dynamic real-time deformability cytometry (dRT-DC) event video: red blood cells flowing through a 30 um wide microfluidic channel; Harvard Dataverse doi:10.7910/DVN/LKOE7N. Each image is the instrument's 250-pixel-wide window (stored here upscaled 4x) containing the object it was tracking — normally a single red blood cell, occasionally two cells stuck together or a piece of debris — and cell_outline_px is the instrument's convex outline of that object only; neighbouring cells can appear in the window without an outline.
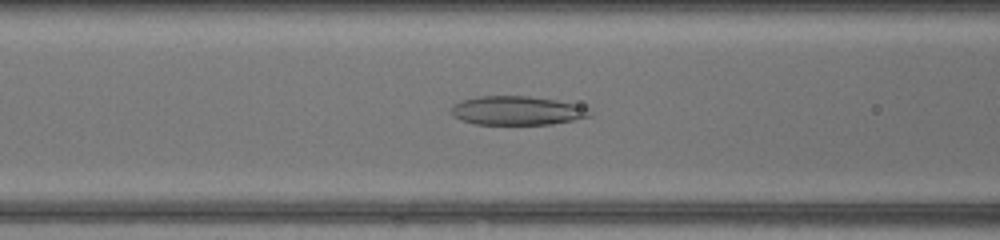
{"species": "common noctule bat (a hibernating species)", "species_latin": "Nyctalus noctula", "temperature_condition": "warm", "stored_images_in_passage": 48, "camera_frame_rate_fps": 3000, "um_per_image_px": 0.085, "animal": {"sex": "female", "body_mass_g": 17.0, "forearm_length_mm": 48.0}, "frame": {"image": 1, "passage_image": 21, "time_ms": 6.667, "image_size_px": [1000, 240], "cell_outline_px": [[592, 116], [552, 124], [476, 124], [460, 120], [452, 116], [452, 104], [464, 100], [480, 96], [528, 96], [556, 100], [588, 108], [592, 112]], "centroid_in_image_um": [43.94, 9.4], "position_along_channel_um": 122.7, "area_um2": 23.18}}
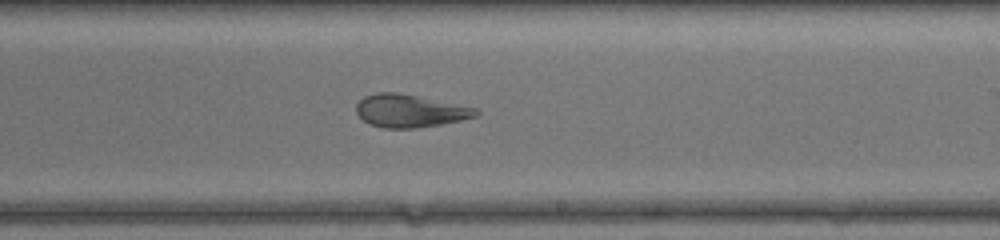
{"frame": {"image": 2, "passage_image": 30, "time_ms": 9.667, "image_size_px": [1000, 240], "cell_outline_px": [[480, 112], [476, 116], [460, 120], [440, 124], [416, 128], [384, 128], [368, 124], [356, 112], [356, 104], [364, 96], [376, 92], [396, 92], [476, 108]], "centroid_in_image_um": [34.79, 9.42], "position_along_channel_um": 254.2, "area_um2": 22.6}}
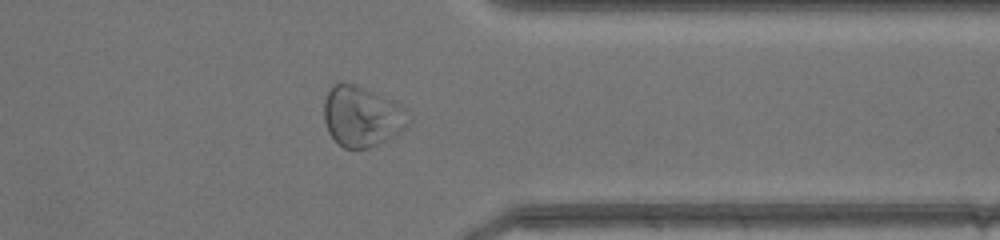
{"frame": {"image": 3, "passage_image": 39, "time_ms": 12.667, "image_size_px": [1000, 240], "cell_outline_px": [[412, 120], [400, 132], [368, 148], [344, 148], [328, 132], [324, 120], [324, 100], [332, 84], [344, 80], [364, 88], [392, 100], [400, 104], [404, 108]], "centroid_in_image_um": [30.74, 9.86], "position_along_channel_um": 380.7, "area_um2": 29.65}}